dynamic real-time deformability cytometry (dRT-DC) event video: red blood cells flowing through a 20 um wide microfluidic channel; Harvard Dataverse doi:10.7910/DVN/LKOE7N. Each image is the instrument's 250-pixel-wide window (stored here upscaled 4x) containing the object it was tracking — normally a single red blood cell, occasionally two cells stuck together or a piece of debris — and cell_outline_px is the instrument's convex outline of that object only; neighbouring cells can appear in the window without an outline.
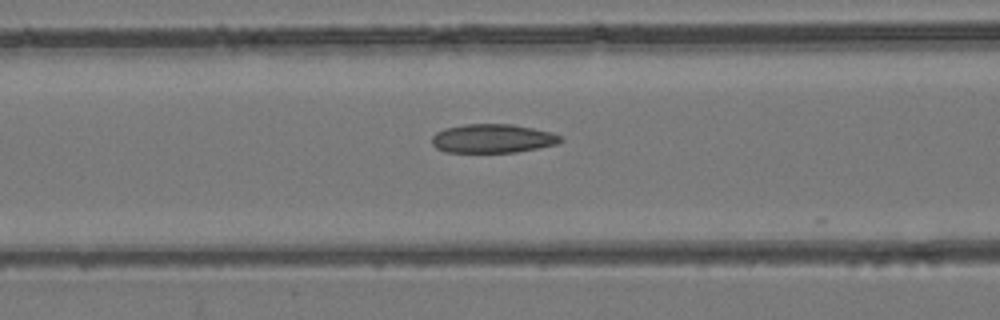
{"species": "common noctule bat (a hibernating species)", "species_latin": "Nyctalus noctula", "temperature_condition": "room temperature", "stored_images_in_passage": 36, "camera_frame_rate_fps": 3000, "um_per_image_px": 0.085, "animal": {"sex": "female", "body_mass_g": 24.6, "forearm_length_mm": 56.2}, "frame": {"image": 1, "passage_image": 8, "time_ms": 2.333, "image_size_px": [1000, 320], "cell_outline_px": [[564, 140], [556, 144], [516, 152], [444, 152], [436, 148], [432, 144], [432, 136], [436, 132], [444, 128], [464, 124], [512, 124], [552, 132], [564, 136]], "centroid_in_image_um": [41.87, 11.77], "position_along_channel_um": 124.7, "area_um2": 21.73}}
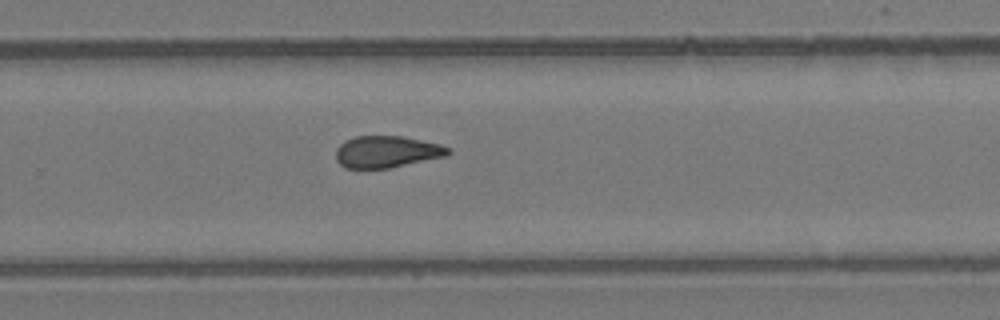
{"frame": {"image": 2, "passage_image": 20, "time_ms": 6.333, "image_size_px": [1000, 320], "cell_outline_px": [[452, 152], [448, 156], [392, 168], [344, 168], [336, 160], [336, 148], [344, 140], [356, 136], [404, 136], [440, 144], [452, 148]], "centroid_in_image_um": [32.92, 12.9], "position_along_channel_um": 296.9, "area_um2": 21.21}}
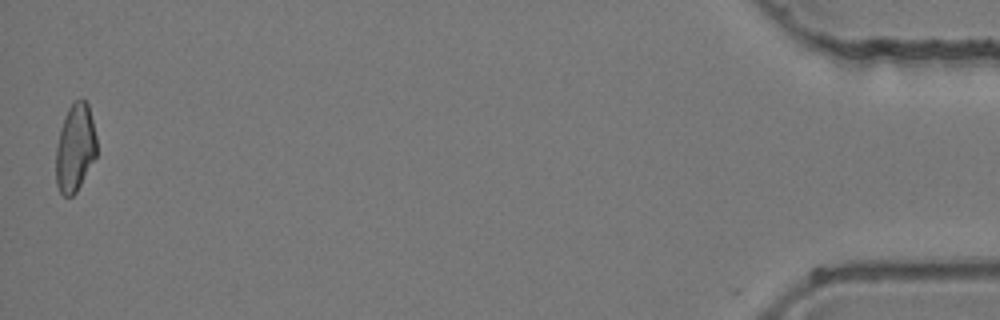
{"frame": {"image": 3, "passage_image": 36, "time_ms": 11.667, "image_size_px": [1000, 320], "cell_outline_px": [[96, 156], [76, 192], [72, 196], [64, 196], [60, 192], [56, 184], [56, 148], [60, 128], [64, 116], [68, 108], [76, 100], [84, 100], [88, 104], [96, 136]], "centroid_in_image_um": [6.37, 12.57], "position_along_channel_um": 428.8, "area_um2": 20.69}}